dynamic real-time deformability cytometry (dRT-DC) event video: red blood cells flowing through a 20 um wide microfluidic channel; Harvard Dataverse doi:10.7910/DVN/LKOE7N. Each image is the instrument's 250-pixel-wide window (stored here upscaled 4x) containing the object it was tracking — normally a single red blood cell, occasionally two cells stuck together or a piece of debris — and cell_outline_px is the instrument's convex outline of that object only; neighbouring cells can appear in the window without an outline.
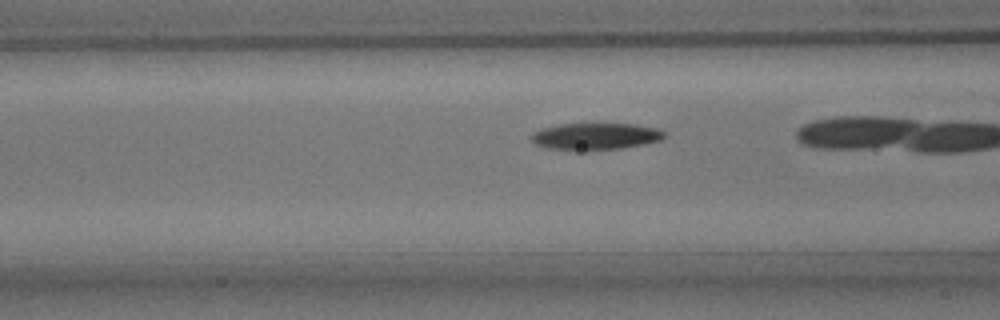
{"species": "common noctule bat (a hibernating species)", "species_latin": "Nyctalus noctula", "temperature_condition": "room temperature", "stored_images_in_passage": 36, "camera_frame_rate_fps": 3000, "um_per_image_px": 0.085, "animal": {"sex": "male", "body_mass_g": 15.6}, "frame": {"image": 1, "passage_image": 16, "time_ms": 5.0, "image_size_px": [1000, 320], "cell_outline_px": [[668, 136], [660, 140], [644, 144], [620, 148], [576, 152], [544, 148], [536, 144], [532, 140], [532, 132], [544, 128], [560, 124], [632, 124], [656, 128], [664, 132]], "centroid_in_image_um": [50.59, 11.62], "position_along_channel_um": 116.0, "area_um2": 21.04}}
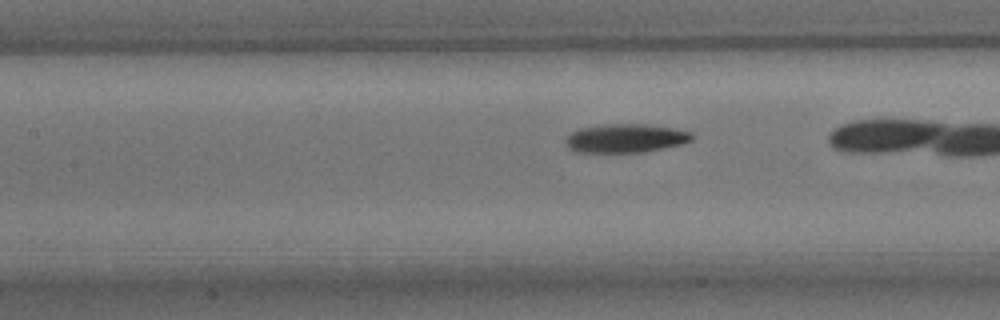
{"frame": {"image": 2, "passage_image": 19, "time_ms": 6.0, "image_size_px": [1000, 320], "cell_outline_px": [[696, 136], [692, 140], [684, 144], [644, 152], [572, 152], [568, 148], [564, 140], [572, 132], [580, 128], [604, 124], [644, 124], [676, 128], [692, 132]], "centroid_in_image_um": [53.22, 11.75], "position_along_channel_um": 154.2, "area_um2": 21.44}}
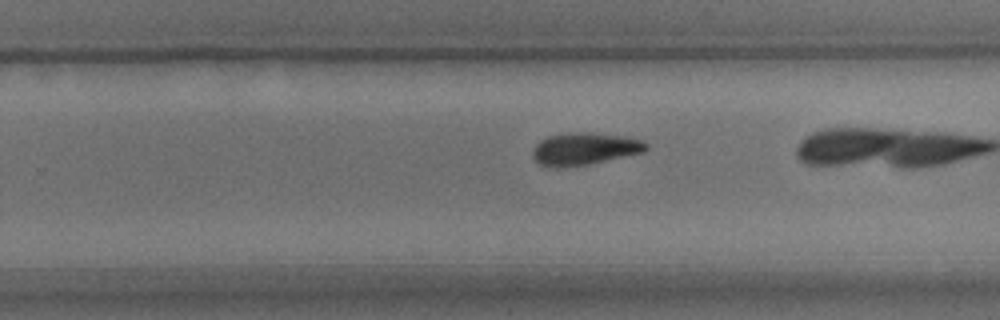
{"frame": {"image": 3, "passage_image": 29, "time_ms": 9.333, "image_size_px": [1000, 320], "cell_outline_px": [[648, 148], [644, 152], [588, 164], [556, 168], [552, 168], [540, 164], [532, 156], [532, 148], [540, 140], [548, 136], [568, 132], [588, 132], [624, 136], [640, 140], [648, 144]], "centroid_in_image_um": [49.65, 12.64], "position_along_channel_um": 280.2, "area_um2": 21.39}}